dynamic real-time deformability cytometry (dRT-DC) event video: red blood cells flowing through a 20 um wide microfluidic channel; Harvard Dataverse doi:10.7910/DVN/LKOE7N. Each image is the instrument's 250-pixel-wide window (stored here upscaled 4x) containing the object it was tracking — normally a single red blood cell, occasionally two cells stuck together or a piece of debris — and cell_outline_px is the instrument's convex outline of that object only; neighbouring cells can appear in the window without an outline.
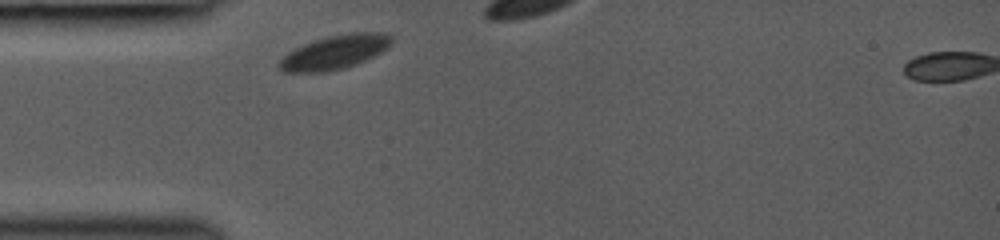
{"species": "common noctule bat (a hibernating species)", "species_latin": "Nyctalus noctula", "temperature_condition": "room temperature", "stored_images_in_passage": 15, "camera_frame_rate_fps": 3000, "um_per_image_px": 0.085, "animal": {"sex": "female", "body_mass_g": 19.0, "forearm_length_mm": 53.3}, "frame": {"image": 1, "passage_image": 1, "time_ms": 0.0, "image_size_px": [1000, 240], "cell_outline_px": [[396, 40], [392, 44], [380, 52], [356, 64], [344, 68], [328, 72], [284, 72], [276, 64], [288, 52], [304, 44], [328, 36], [348, 32], [384, 32], [392, 36]], "centroid_in_image_um": [28.49, 4.42], "position_along_channel_um": 56.5, "area_um2": 22.25}}
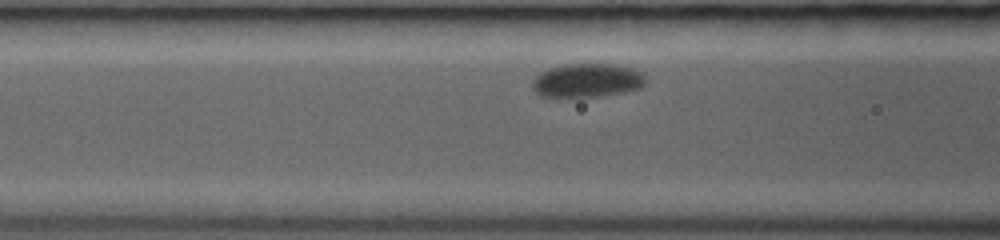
{"frame": {"image": 2, "passage_image": 10, "time_ms": 1.667, "image_size_px": [1000, 240], "cell_outline_px": [[644, 84], [640, 88], [624, 92], [600, 96], [540, 96], [532, 88], [532, 80], [540, 72], [548, 68], [564, 64], [612, 64], [632, 68], [640, 72], [644, 76]], "centroid_in_image_um": [49.87, 6.82], "position_along_channel_um": 116.7, "area_um2": 22.14}}